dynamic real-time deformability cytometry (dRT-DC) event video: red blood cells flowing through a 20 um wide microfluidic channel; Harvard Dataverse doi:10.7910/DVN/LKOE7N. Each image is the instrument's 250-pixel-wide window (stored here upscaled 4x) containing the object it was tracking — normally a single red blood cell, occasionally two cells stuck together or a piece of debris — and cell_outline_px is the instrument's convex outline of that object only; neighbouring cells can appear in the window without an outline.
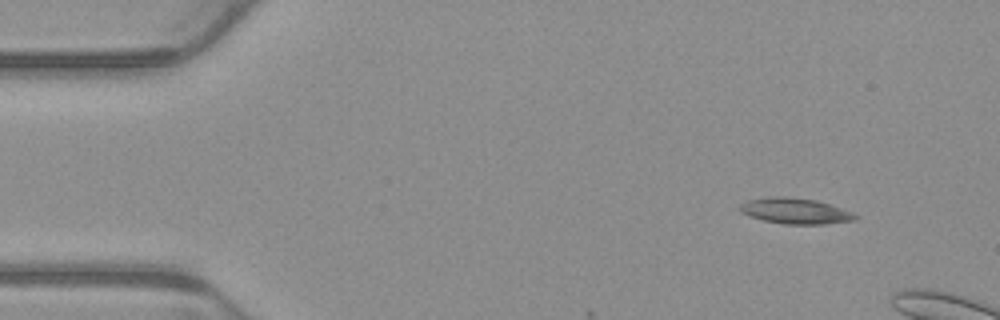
{"species": "common noctule bat (a hibernating species)", "species_latin": "Nyctalus noctula", "temperature_condition": "warm", "stored_images_in_passage": 4, "camera_frame_rate_fps": 3000, "um_per_image_px": 0.085, "animal": {"sex": "male", "body_mass_g": 23.1, "forearm_length_mm": 52.7}, "frame": {"image": 1, "passage_image": 4, "time_ms": 1.0, "image_size_px": [1000, 320], "cell_outline_px": [[860, 216], [856, 220], [824, 224], [784, 224], [764, 220], [748, 216], [740, 212], [740, 204], [748, 200], [764, 196], [788, 196], [816, 200], [852, 212]], "centroid_in_image_um": [67.57, 17.92], "position_along_channel_um": 17.4, "area_um2": 17.46}}